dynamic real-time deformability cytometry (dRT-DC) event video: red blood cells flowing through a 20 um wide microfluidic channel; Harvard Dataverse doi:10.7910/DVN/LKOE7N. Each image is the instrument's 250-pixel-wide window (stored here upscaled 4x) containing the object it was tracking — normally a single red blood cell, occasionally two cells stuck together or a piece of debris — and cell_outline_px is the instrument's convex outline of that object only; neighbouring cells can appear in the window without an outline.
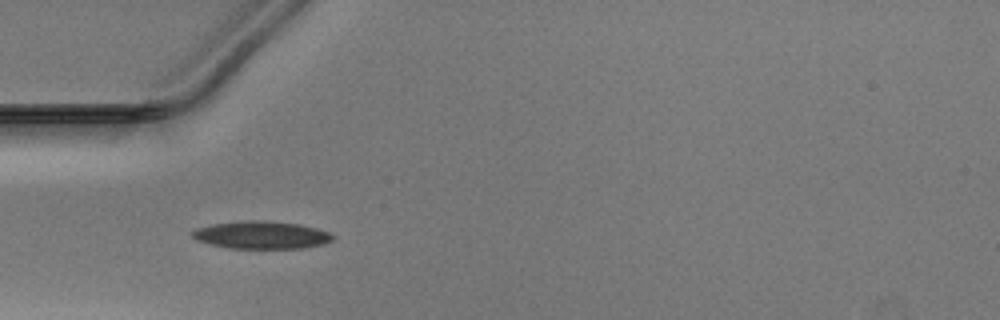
{"species": "Egyptian fruit bat (a non-hibernating species)", "species_latin": "Rousettus aegyptiacus", "temperature_condition": "warm", "stored_images_in_passage": 12, "camera_frame_rate_fps": 3000, "um_per_image_px": 0.085, "animal": {"sex": "male"}, "frame": {"image": 1, "passage_image": 3, "time_ms": 0.667, "image_size_px": [1000, 320], "cell_outline_px": [[336, 236], [332, 240], [324, 244], [304, 248], [232, 248], [212, 244], [200, 240], [192, 236], [192, 232], [196, 228], [216, 224], [244, 220], [260, 220], [300, 224], [316, 228], [328, 232]], "centroid_in_image_um": [22.3, 19.97], "position_along_channel_um": 62.7, "area_um2": 22.31}}
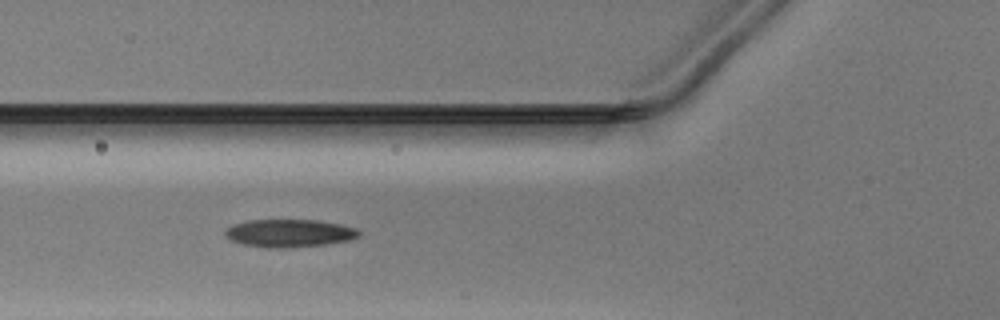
{"frame": {"image": 2, "passage_image": 6, "time_ms": 1.667, "image_size_px": [1000, 320], "cell_outline_px": [[360, 232], [356, 236], [348, 240], [324, 244], [284, 248], [276, 248], [244, 244], [232, 240], [224, 232], [228, 228], [236, 224], [248, 220], [316, 220], [340, 224], [356, 228]], "centroid_in_image_um": [24.61, 19.81], "position_along_channel_um": 101.2, "area_um2": 21.1}}
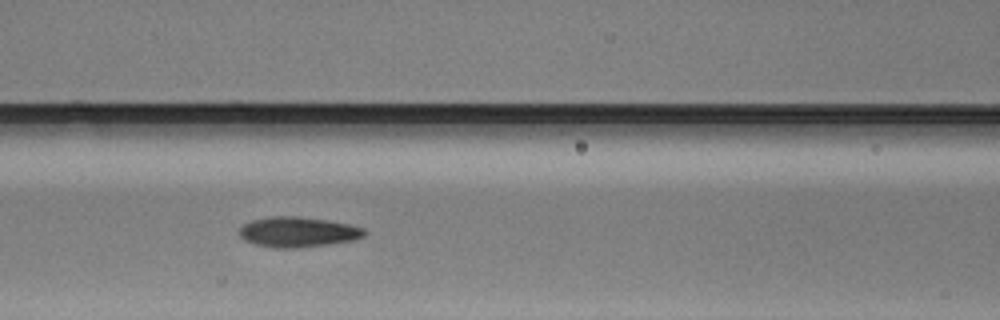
{"frame": {"image": 3, "passage_image": 9, "time_ms": 2.667, "image_size_px": [1000, 320], "cell_outline_px": [[368, 232], [364, 236], [352, 240], [328, 244], [296, 248], [272, 248], [256, 244], [244, 240], [240, 236], [240, 228], [244, 224], [252, 220], [272, 216], [296, 216], [328, 220], [348, 224], [364, 228]], "centroid_in_image_um": [25.33, 19.72], "position_along_channel_um": 141.3, "area_um2": 21.96}}